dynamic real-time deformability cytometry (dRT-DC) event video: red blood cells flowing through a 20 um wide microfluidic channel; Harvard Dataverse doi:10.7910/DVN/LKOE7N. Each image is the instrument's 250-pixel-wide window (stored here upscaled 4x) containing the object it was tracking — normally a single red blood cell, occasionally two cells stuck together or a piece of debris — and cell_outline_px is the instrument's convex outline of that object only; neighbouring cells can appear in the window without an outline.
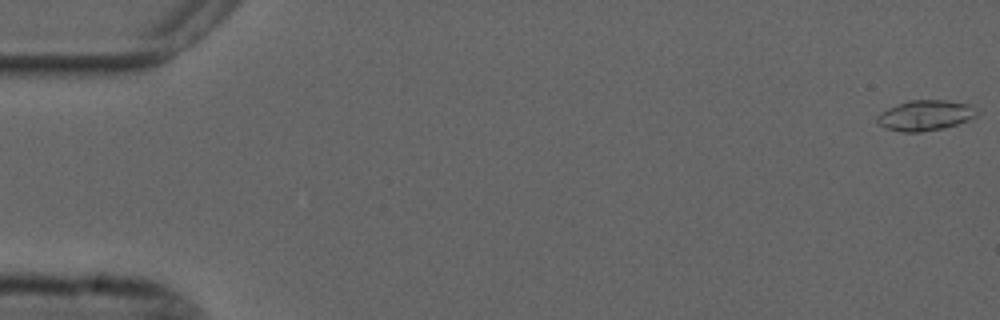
{"species": "common noctule bat (a hibernating species)", "species_latin": "Nyctalus noctula", "temperature_condition": "cold", "stored_images_in_passage": 7, "camera_frame_rate_fps": 3000, "um_per_image_px": 0.085, "animal": {"sex": "male", "forearm_length_mm": 52.5}, "frame": {"image": 1, "passage_image": 1, "time_ms": 0.0, "image_size_px": [1000, 320], "cell_outline_px": [[976, 116], [968, 120], [944, 128], [920, 132], [904, 132], [884, 128], [876, 120], [876, 116], [880, 112], [888, 108], [908, 100], [948, 100], [968, 104], [976, 108]], "centroid_in_image_um": [78.62, 9.8], "position_along_channel_um": 6.4, "area_um2": 17.63}}